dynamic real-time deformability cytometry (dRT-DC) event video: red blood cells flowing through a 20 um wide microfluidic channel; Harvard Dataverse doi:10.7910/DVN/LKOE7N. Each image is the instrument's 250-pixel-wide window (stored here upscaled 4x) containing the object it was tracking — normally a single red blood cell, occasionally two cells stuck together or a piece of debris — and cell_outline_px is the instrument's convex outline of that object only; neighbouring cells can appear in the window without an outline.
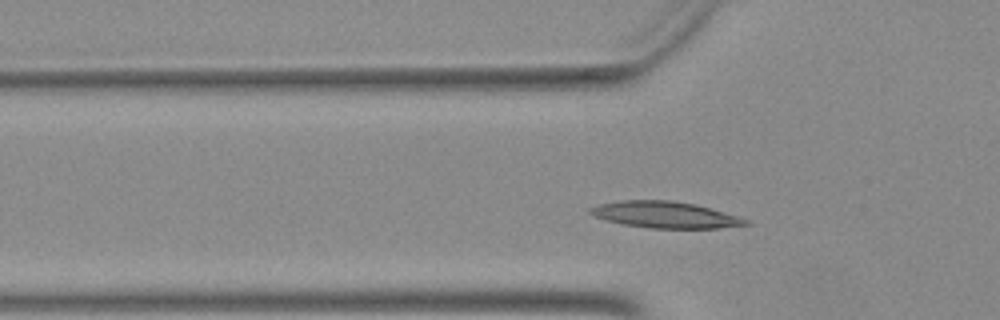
{"species": "Egyptian fruit bat (a non-hibernating species)", "species_latin": "Rousettus aegyptiacus", "temperature_condition": "warm", "stored_images_in_passage": 45, "camera_frame_rate_fps": 3000, "um_per_image_px": 0.085, "animal": {"sex": "female"}, "frame": {"image": 1, "passage_image": 10, "time_ms": 3.0, "image_size_px": [1000, 320], "cell_outline_px": [[748, 224], [720, 228], [648, 228], [624, 224], [604, 220], [592, 216], [588, 212], [588, 208], [600, 204], [620, 200], [668, 200], [696, 204], [736, 216], [748, 220]], "centroid_in_image_um": [56.45, 18.25], "position_along_channel_um": 69.4, "area_um2": 23.81}}
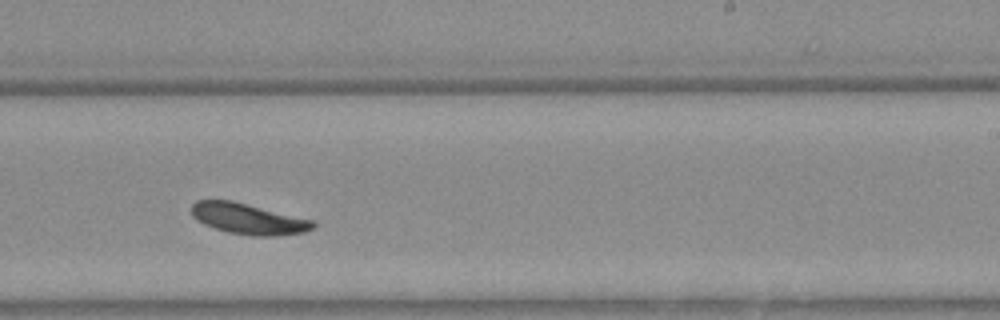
{"frame": {"image": 2, "passage_image": 25, "time_ms": 8.0, "image_size_px": [1000, 320], "cell_outline_px": [[316, 224], [312, 228], [304, 232], [276, 236], [252, 236], [228, 232], [204, 224], [196, 220], [192, 216], [192, 204], [196, 200], [232, 200], [312, 220]], "centroid_in_image_um": [21.07, 18.6], "position_along_channel_um": 267.9, "area_um2": 21.68}}
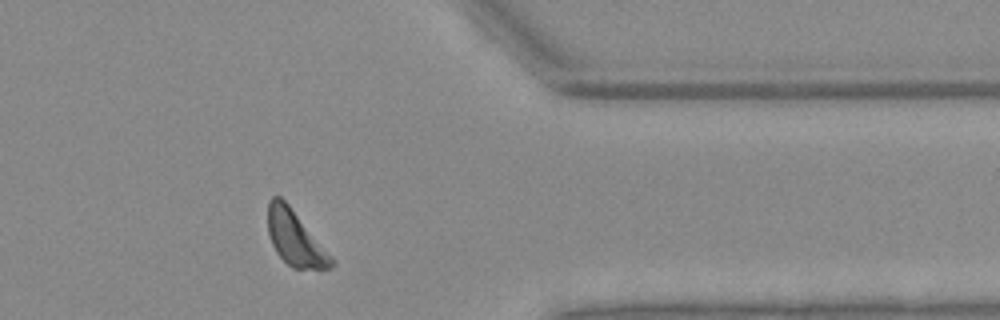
{"frame": {"image": 3, "passage_image": 35, "time_ms": 11.333, "image_size_px": [1000, 320], "cell_outline_px": [[336, 264], [332, 268], [292, 268], [276, 252], [272, 244], [268, 232], [268, 200], [272, 196], [280, 196], [288, 204], [336, 260]], "centroid_in_image_um": [25.1, 20.25], "position_along_channel_um": 386.3, "area_um2": 20.17}}